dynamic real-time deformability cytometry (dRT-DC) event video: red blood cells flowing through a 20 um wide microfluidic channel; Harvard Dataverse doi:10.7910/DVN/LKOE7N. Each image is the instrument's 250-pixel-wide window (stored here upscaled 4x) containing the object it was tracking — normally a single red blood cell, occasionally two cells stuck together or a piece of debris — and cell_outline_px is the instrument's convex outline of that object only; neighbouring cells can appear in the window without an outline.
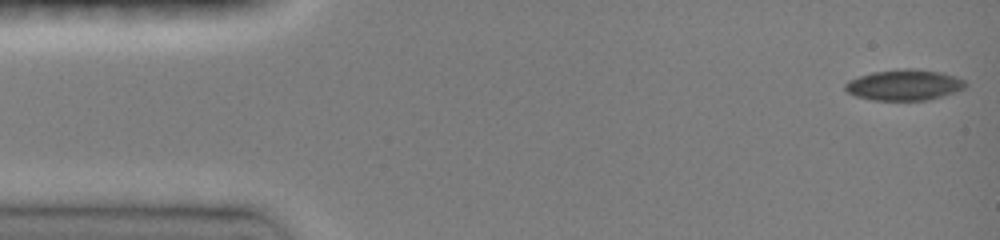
{"species": "common noctule bat (a hibernating species)", "species_latin": "Nyctalus noctula", "temperature_condition": "room temperature", "stored_images_in_passage": 7, "camera_frame_rate_fps": 3000, "um_per_image_px": 0.085, "animal": {"sex": "female", "body_mass_g": 19.0, "forearm_length_mm": 51.5}, "frame": {"image": 1, "passage_image": 1, "time_ms": 0.0, "image_size_px": [1000, 240], "cell_outline_px": [[968, 84], [964, 88], [956, 92], [928, 100], [872, 100], [856, 96], [848, 92], [844, 88], [844, 84], [848, 80], [872, 72], [904, 68], [912, 68], [944, 72], [956, 76], [964, 80]], "centroid_in_image_um": [76.89, 7.21], "position_along_channel_um": 8.1, "area_um2": 21.79}}
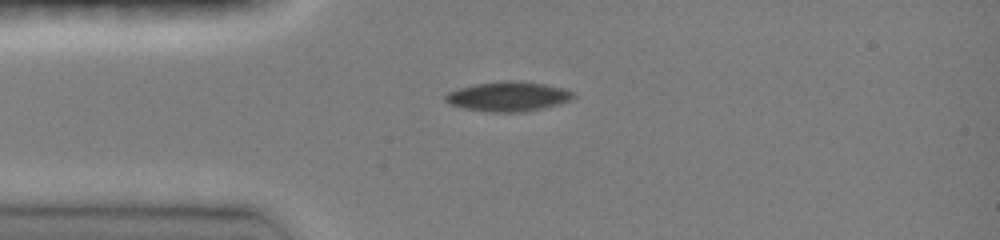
{"frame": {"image": 2, "passage_image": 6, "time_ms": 3.333, "image_size_px": [1000, 240], "cell_outline_px": [[576, 96], [572, 100], [560, 104], [524, 112], [492, 112], [464, 108], [448, 104], [444, 100], [444, 96], [448, 92], [460, 88], [476, 84], [500, 80], [520, 80], [544, 84], [564, 88], [572, 92]], "centroid_in_image_um": [43.21, 8.19], "position_along_channel_um": 41.8, "area_um2": 22.31}}